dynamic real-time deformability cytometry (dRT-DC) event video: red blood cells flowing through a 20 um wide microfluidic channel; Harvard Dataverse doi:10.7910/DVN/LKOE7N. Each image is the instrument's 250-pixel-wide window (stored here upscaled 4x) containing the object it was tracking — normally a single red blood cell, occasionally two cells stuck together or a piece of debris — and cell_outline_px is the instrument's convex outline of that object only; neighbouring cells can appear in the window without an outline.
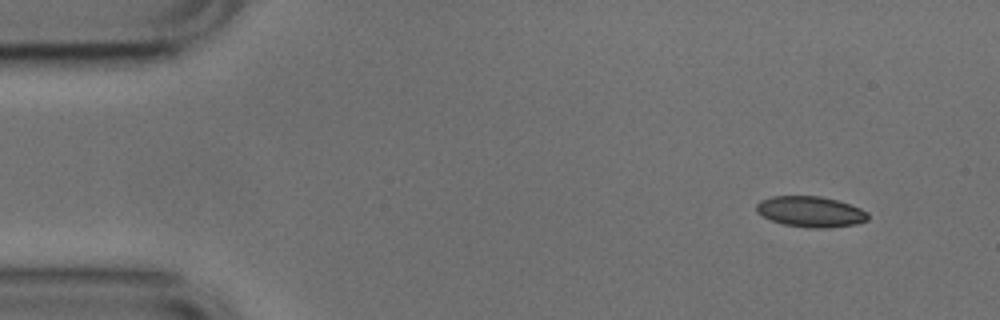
{"species": "common noctule bat (a hibernating species)", "species_latin": "Nyctalus noctula", "temperature_condition": "cold", "stored_images_in_passage": 9, "camera_frame_rate_fps": 3000, "um_per_image_px": 0.085, "animal": {"sex": "male", "body_mass_g": 17.9, "forearm_length_mm": 54.2}, "frame": {"image": 1, "passage_image": 1, "time_ms": 0.0, "image_size_px": [1000, 320], "cell_outline_px": [[868, 220], [856, 224], [828, 228], [812, 228], [784, 224], [772, 220], [756, 212], [756, 204], [760, 200], [772, 196], [820, 196], [836, 200], [860, 208], [868, 212]], "centroid_in_image_um": [68.9, 17.99], "position_along_channel_um": 16.1, "area_um2": 19.88}}